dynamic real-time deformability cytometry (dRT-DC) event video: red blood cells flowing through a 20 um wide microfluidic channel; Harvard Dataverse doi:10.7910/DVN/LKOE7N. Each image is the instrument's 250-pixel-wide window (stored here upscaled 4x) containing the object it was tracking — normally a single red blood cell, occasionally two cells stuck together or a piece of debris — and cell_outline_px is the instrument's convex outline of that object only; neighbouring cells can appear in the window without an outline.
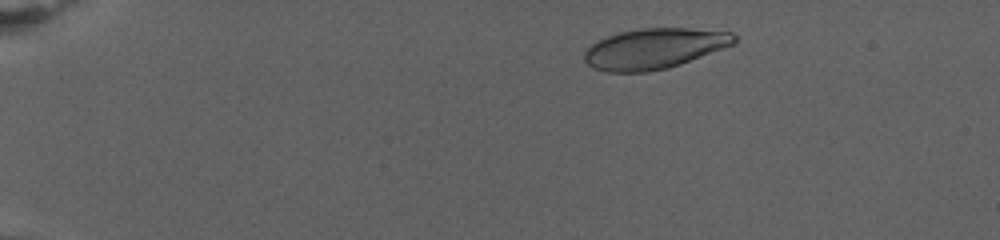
{"species": "human", "species_latin": "Homo sapiens", "temperature_condition": "warm", "stored_images_in_passage": 29, "camera_frame_rate_fps": 3000, "um_per_image_px": 0.085, "donor": {"sex": "female"}, "frame": {"image": 1, "passage_image": 3, "time_ms": 1.667, "image_size_px": [1000, 240], "cell_outline_px": [[736, 40], [732, 44], [680, 64], [668, 68], [648, 72], [608, 72], [592, 68], [584, 60], [584, 52], [592, 44], [608, 36], [620, 32], [640, 28], [688, 28], [732, 32], [736, 36]], "centroid_in_image_um": [55.58, 4.13], "position_along_channel_um": 29.4, "area_um2": 35.03}}
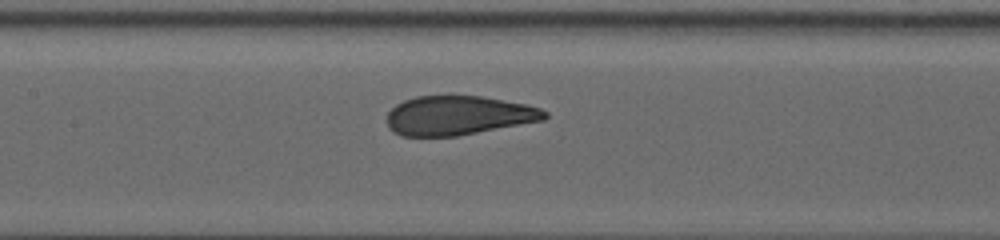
{"frame": {"image": 2, "passage_image": 17, "time_ms": 10.667, "image_size_px": [1000, 240], "cell_outline_px": [[548, 116], [544, 120], [456, 136], [400, 136], [392, 132], [388, 128], [388, 112], [396, 104], [404, 100], [416, 96], [480, 96], [524, 104], [540, 108], [548, 112]], "centroid_in_image_um": [38.93, 9.82], "position_along_channel_um": 168.5, "area_um2": 35.89}}
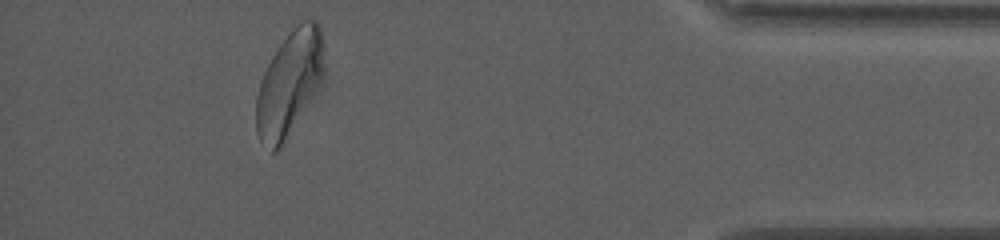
{"frame": {"image": 3, "passage_image": 28, "time_ms": 21.333, "image_size_px": [1000, 240], "cell_outline_px": [[324, 48], [320, 80], [280, 148], [276, 152], [272, 152], [260, 140], [256, 132], [256, 96], [264, 72], [268, 64], [292, 24], [308, 16], [316, 20], [320, 24], [324, 40]], "centroid_in_image_um": [24.57, 6.96], "position_along_channel_um": 410.6, "area_um2": 40.75}, "authors_computed_cell_mechanics": {"area_um2": 36.8764, "velocity_mm_per_s": 2.6577, "shape_relaxation_time_tau1_ms": 4.6817, "shape_relaxation_time_tau2_ms": null, "deformation_change_tau1": 0.1622, "deformation_change_tau2": null}}